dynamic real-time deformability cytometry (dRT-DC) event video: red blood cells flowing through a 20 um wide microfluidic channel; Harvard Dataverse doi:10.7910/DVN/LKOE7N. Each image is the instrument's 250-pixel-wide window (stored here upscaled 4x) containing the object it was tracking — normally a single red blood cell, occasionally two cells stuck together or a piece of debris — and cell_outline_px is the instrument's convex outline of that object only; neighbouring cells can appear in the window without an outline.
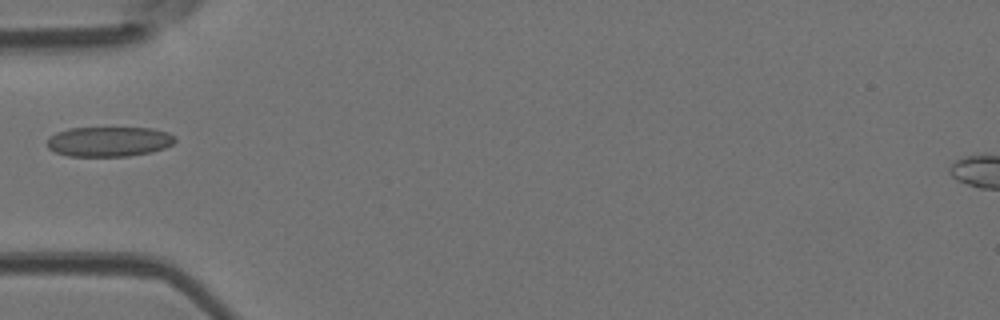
{"species": "Egyptian fruit bat (a non-hibernating species)", "species_latin": "Rousettus aegyptiacus", "temperature_condition": "room temperature", "stored_images_in_passage": 6, "camera_frame_rate_fps": 3000, "um_per_image_px": 0.085, "animal": {"sex": "female"}, "frame": {"image": 1, "passage_image": 5, "time_ms": 1.333, "image_size_px": [1000, 320], "cell_outline_px": [[176, 140], [172, 144], [164, 148], [152, 152], [128, 156], [68, 156], [56, 152], [48, 148], [48, 136], [56, 132], [68, 128], [152, 128], [168, 132], [176, 136]], "centroid_in_image_um": [9.27, 12.03], "position_along_channel_um": 75.7, "area_um2": 22.43}}
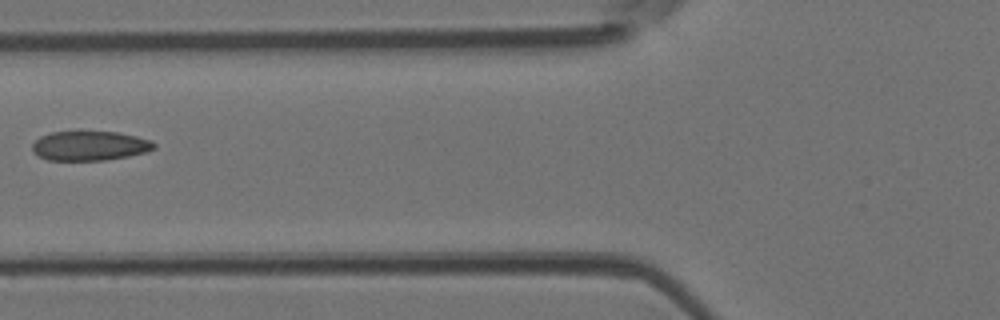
{"frame": {"image": 2, "passage_image": 6, "time_ms": 1.667, "image_size_px": [1000, 320], "cell_outline_px": [[156, 148], [144, 152], [128, 156], [104, 160], [48, 160], [32, 152], [32, 144], [40, 136], [52, 132], [80, 128], [116, 132], [136, 136], [152, 140], [156, 144]], "centroid_in_image_um": [7.6, 12.34], "position_along_channel_um": 118.2, "area_um2": 21.73}}